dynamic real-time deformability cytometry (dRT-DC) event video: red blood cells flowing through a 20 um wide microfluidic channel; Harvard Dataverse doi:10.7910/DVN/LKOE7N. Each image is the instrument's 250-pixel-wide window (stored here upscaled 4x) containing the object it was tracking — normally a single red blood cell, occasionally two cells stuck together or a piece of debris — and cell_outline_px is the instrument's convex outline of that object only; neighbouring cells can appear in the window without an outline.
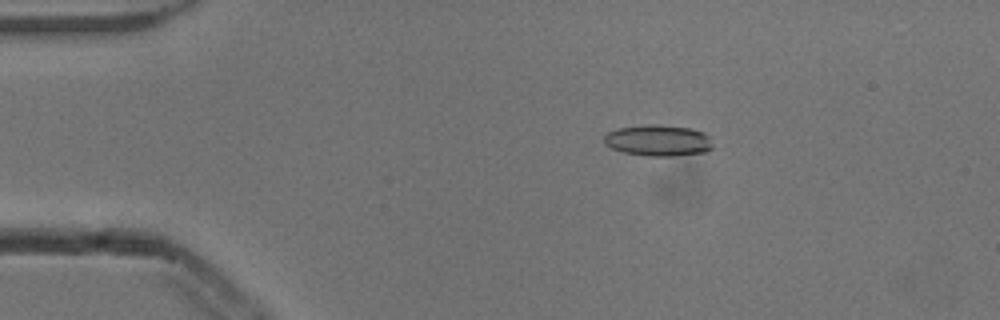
{"species": "common noctule bat (a hibernating species)", "species_latin": "Nyctalus noctula", "temperature_condition": "cold", "stored_images_in_passage": 7, "camera_frame_rate_fps": 3000, "um_per_image_px": 0.085, "animal": {"sex": "male", "body_mass_g": 13.3}, "frame": {"image": 1, "passage_image": 2, "time_ms": 0.333, "image_size_px": [1000, 320], "cell_outline_px": [[712, 148], [708, 152], [676, 156], [648, 156], [624, 152], [612, 148], [604, 144], [604, 136], [608, 132], [620, 128], [648, 124], [656, 124], [692, 128], [704, 132], [708, 136], [712, 144]], "centroid_in_image_um": [55.98, 11.94], "position_along_channel_um": 29.0, "area_um2": 19.88}}
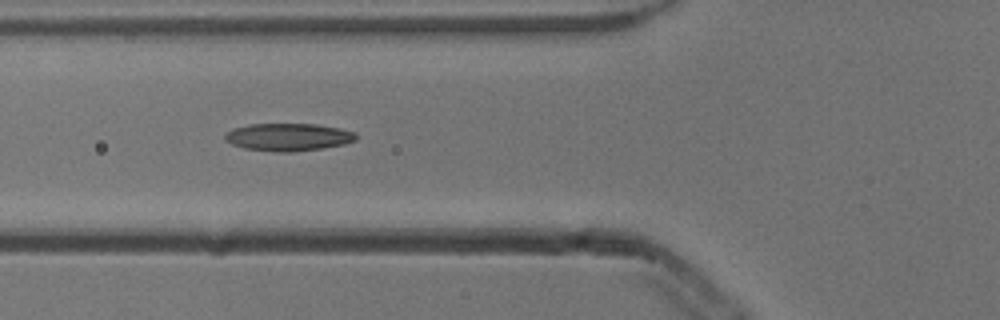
{"frame": {"image": 2, "passage_image": 5, "time_ms": 1.333, "image_size_px": [1000, 320], "cell_outline_px": [[356, 140], [344, 144], [324, 148], [292, 152], [276, 152], [244, 148], [232, 144], [224, 140], [224, 136], [232, 128], [248, 124], [316, 124], [340, 128], [356, 132]], "centroid_in_image_um": [24.5, 11.65], "position_along_channel_um": 101.3, "area_um2": 21.21}}
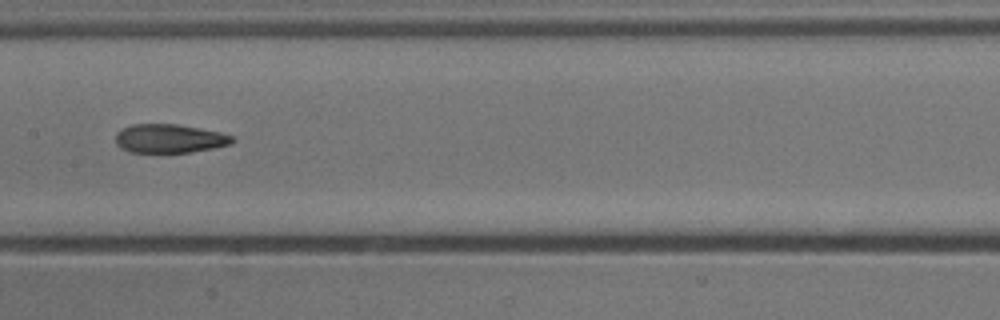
{"frame": {"image": 3, "passage_image": 7, "time_ms": 2.0, "image_size_px": [1000, 320], "cell_outline_px": [[236, 140], [232, 144], [192, 152], [128, 152], [120, 148], [116, 144], [116, 132], [132, 124], [176, 124], [220, 132], [232, 136]], "centroid_in_image_um": [14.4, 11.78], "position_along_channel_um": 193.0, "area_um2": 19.54}}